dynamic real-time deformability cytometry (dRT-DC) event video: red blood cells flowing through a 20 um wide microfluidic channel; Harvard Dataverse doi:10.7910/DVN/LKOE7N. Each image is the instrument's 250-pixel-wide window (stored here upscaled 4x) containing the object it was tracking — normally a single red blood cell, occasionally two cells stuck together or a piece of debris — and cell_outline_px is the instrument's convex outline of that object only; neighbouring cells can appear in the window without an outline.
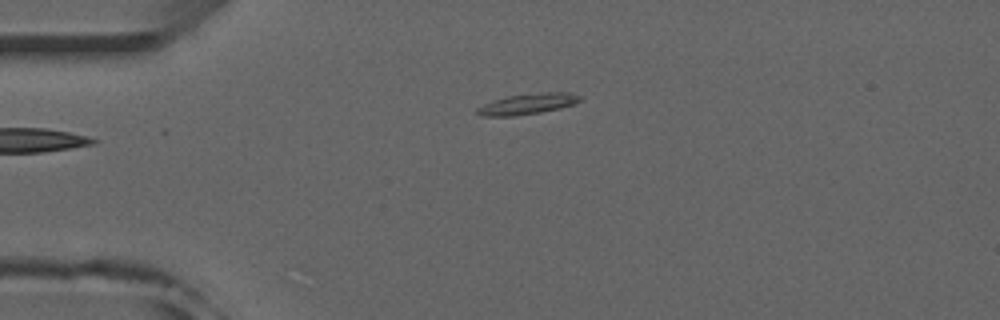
{"species": "common noctule bat (a hibernating species)", "species_latin": "Nyctalus noctula", "temperature_condition": "room temperature", "stored_images_in_passage": 3, "camera_frame_rate_fps": 3000, "um_per_image_px": 0.085, "animal": {"sex": "male", "forearm_length_mm": 52.5}, "frame": {"image": 1, "passage_image": 1, "time_ms": 0.0, "image_size_px": [1000, 320], "cell_outline_px": [[580, 100], [572, 104], [560, 108], [540, 112], [512, 116], [484, 116], [476, 112], [476, 108], [492, 100], [508, 96], [540, 92], [568, 92], [580, 96]], "centroid_in_image_um": [44.81, 8.82], "position_along_channel_um": 40.2, "area_um2": 12.25}}